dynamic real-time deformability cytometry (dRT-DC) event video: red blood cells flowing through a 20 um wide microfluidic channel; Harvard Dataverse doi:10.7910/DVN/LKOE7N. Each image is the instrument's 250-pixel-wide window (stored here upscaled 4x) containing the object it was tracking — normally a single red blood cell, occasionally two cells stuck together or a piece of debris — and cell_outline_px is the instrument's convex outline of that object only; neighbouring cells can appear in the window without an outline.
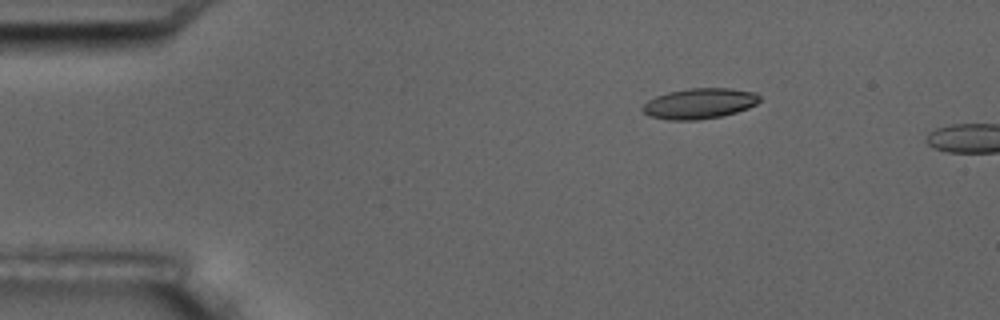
{"species": "common noctule bat (a hibernating species)", "species_latin": "Nyctalus noctula", "temperature_condition": "room temperature", "stored_images_in_passage": 4, "segment_of_instrument_passage": [2, 2], "camera_frame_rate_fps": 3000, "um_per_image_px": 0.085, "animal": {"sex": "male", "body_mass_g": 17.5, "forearm_length_mm": 52.3}, "frame": {"image": 1, "passage_image": 4, "time_ms": 4.333, "image_size_px": [1000, 320], "cell_outline_px": [[760, 100], [756, 104], [748, 108], [736, 112], [720, 116], [696, 120], [668, 120], [648, 116], [640, 108], [648, 100], [656, 96], [668, 92], [688, 88], [728, 88], [756, 92], [760, 96]], "centroid_in_image_um": [59.44, 8.79], "position_along_channel_um": 25.6, "area_um2": 20.87}}